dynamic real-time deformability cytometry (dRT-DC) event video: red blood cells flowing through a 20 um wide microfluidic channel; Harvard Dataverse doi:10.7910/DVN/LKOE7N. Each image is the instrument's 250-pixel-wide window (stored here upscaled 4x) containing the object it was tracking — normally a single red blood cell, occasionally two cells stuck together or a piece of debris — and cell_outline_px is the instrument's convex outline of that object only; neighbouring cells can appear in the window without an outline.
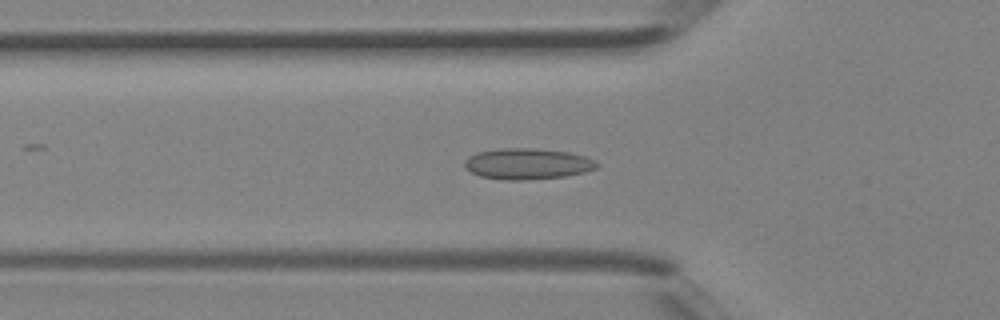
{"species": "Egyptian fruit bat (a non-hibernating species)", "species_latin": "Rousettus aegyptiacus", "temperature_condition": "room temperature", "stored_images_in_passage": 38, "camera_frame_rate_fps": 3000, "um_per_image_px": 0.085, "animal": {"sex": "female"}, "frame": {"image": 1, "passage_image": 11, "time_ms": 3.333, "image_size_px": [1000, 320], "cell_outline_px": [[600, 164], [596, 168], [584, 172], [564, 176], [524, 180], [504, 180], [480, 176], [472, 172], [464, 164], [464, 160], [468, 156], [476, 152], [500, 148], [532, 148], [568, 152], [584, 156], [596, 160]], "centroid_in_image_um": [44.83, 13.92], "position_along_channel_um": 81.0, "area_um2": 23.87}}
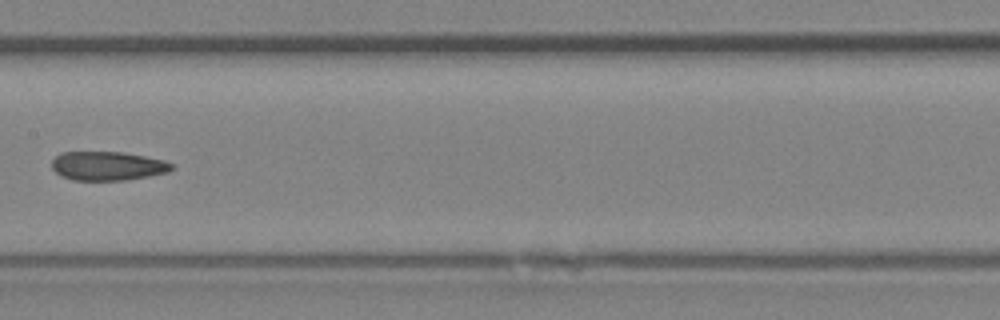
{"frame": {"image": 2, "passage_image": 18, "time_ms": 5.667, "image_size_px": [1000, 320], "cell_outline_px": [[176, 168], [168, 172], [148, 176], [124, 180], [72, 180], [60, 176], [52, 168], [52, 160], [60, 152], [124, 152], [164, 160], [176, 164]], "centroid_in_image_um": [9.18, 14.1], "position_along_channel_um": 198.2, "area_um2": 20.4}}
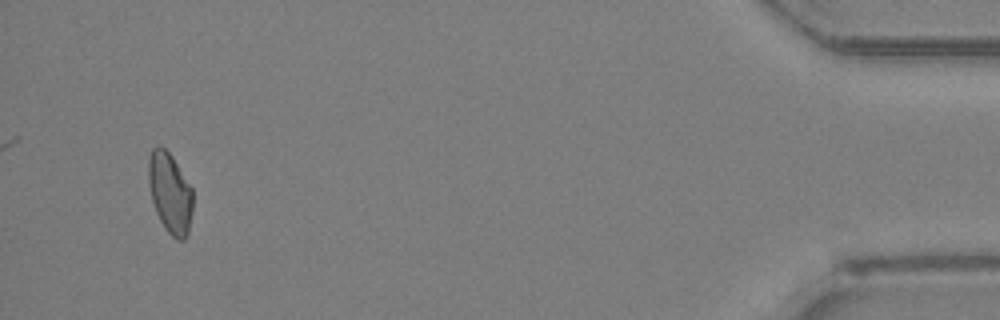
{"frame": {"image": 3, "passage_image": 36, "time_ms": 11.667, "image_size_px": [1000, 320], "cell_outline_px": [[192, 212], [188, 232], [184, 240], [176, 240], [164, 228], [156, 212], [152, 200], [148, 180], [148, 160], [152, 148], [156, 144], [160, 144], [172, 156], [192, 188]], "centroid_in_image_um": [14.44, 16.38], "position_along_channel_um": 420.8, "area_um2": 20.87}}